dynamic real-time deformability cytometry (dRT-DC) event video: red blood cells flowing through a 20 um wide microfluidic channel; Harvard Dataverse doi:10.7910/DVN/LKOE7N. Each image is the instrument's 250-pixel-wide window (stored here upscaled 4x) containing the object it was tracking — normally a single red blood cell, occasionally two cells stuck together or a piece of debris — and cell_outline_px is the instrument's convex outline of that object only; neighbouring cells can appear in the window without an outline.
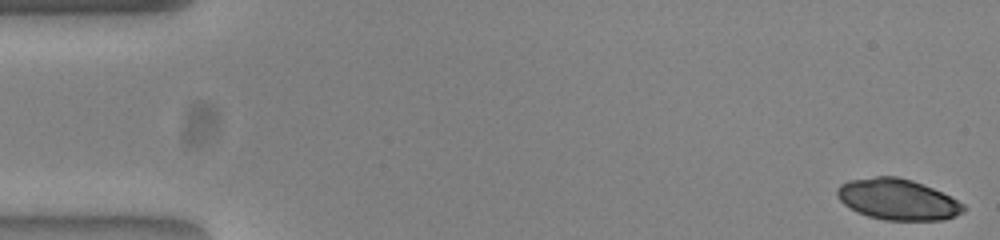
{"species": "common noctule bat (a hibernating species)", "species_latin": "Nyctalus noctula", "temperature_condition": "warm", "stored_images_in_passage": 49, "camera_frame_rate_fps": 3000, "um_per_image_px": 0.085, "animal": {"sex": "female", "body_mass_g": 23.0, "forearm_length_mm": 53.4}, "frame": {"image": 1, "passage_image": 1, "time_ms": 0.0, "image_size_px": [1000, 240], "cell_outline_px": [[964, 212], [956, 216], [940, 220], [884, 220], [868, 216], [856, 212], [844, 204], [840, 200], [836, 192], [836, 188], [840, 184], [848, 180], [876, 176], [896, 176], [912, 180], [932, 188], [964, 204]], "centroid_in_image_um": [76.26, 16.95], "position_along_channel_um": 8.7, "area_um2": 30.06}}